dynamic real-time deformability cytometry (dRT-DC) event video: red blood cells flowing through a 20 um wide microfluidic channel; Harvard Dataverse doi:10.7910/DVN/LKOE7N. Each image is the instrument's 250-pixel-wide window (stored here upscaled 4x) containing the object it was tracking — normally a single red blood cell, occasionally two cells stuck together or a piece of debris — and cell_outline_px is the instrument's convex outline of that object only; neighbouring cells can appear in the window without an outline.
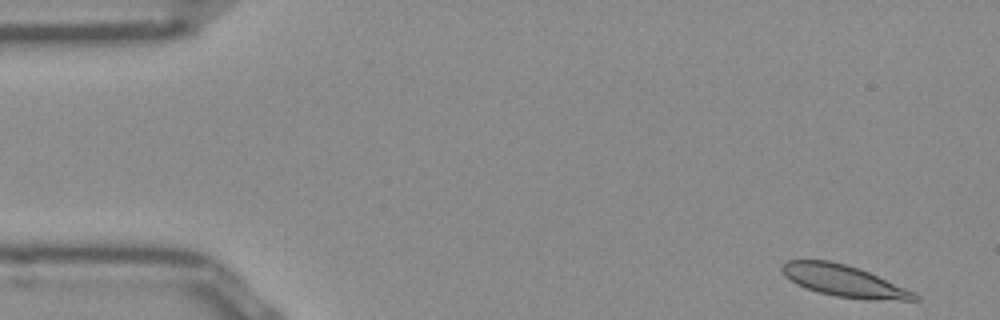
{"species": "Egyptian fruit bat (a non-hibernating species)", "species_latin": "Rousettus aegyptiacus", "temperature_condition": "room temperature", "stored_images_in_passage": 50, "camera_frame_rate_fps": 3000, "um_per_image_px": 0.085, "frame": {"image": 1, "passage_image": 1, "time_ms": 0.0, "image_size_px": [1000, 320], "cell_outline_px": [[920, 300], [868, 300], [836, 296], [804, 288], [796, 284], [784, 276], [780, 268], [788, 260], [828, 260], [844, 264], [868, 272], [916, 292], [920, 296]], "centroid_in_image_um": [71.74, 23.89], "position_along_channel_um": 13.3, "area_um2": 24.33}}
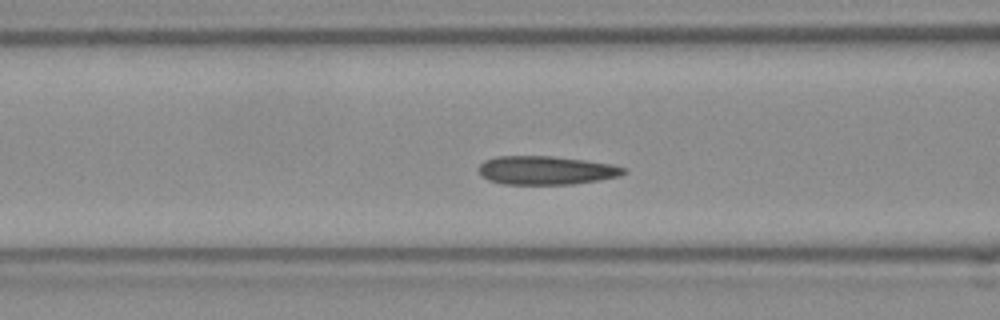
{"frame": {"image": 2, "passage_image": 18, "time_ms": 5.667, "image_size_px": [1000, 320], "cell_outline_px": [[628, 172], [620, 176], [572, 184], [504, 184], [488, 180], [480, 172], [480, 164], [484, 160], [496, 156], [552, 156], [584, 160], [612, 164], [628, 168]], "centroid_in_image_um": [46.45, 14.47], "position_along_channel_um": 120.1, "area_um2": 24.1}}
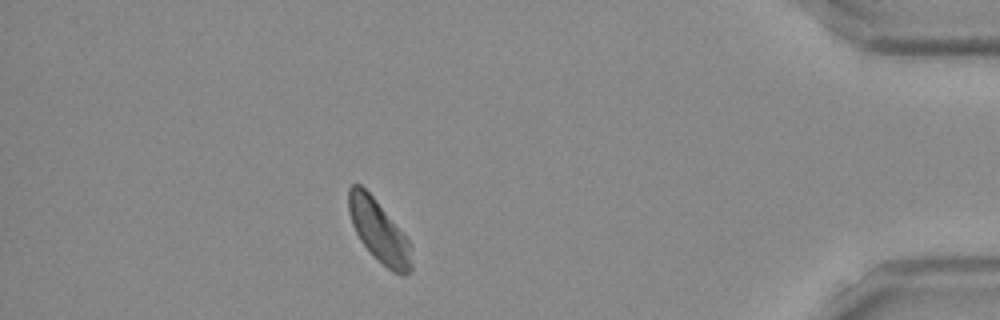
{"frame": {"image": 3, "passage_image": 44, "time_ms": 14.333, "image_size_px": [1000, 320], "cell_outline_px": [[412, 272], [404, 276], [400, 276], [392, 272], [360, 240], [352, 224], [348, 212], [348, 188], [352, 184], [360, 184], [372, 196], [412, 244]], "centroid_in_image_um": [32.23, 19.67], "position_along_channel_um": 403.0, "area_um2": 22.48}, "authors_computed_cell_mechanics": {"area_um2": 24.0159, "velocity_mm_per_s": 3.8321, "shape_relaxation_time_tau1_ms": null, "shape_relaxation_time_tau2_ms": 4.8949, "deformation_change_tau1": null, "deformation_change_tau2": 0.0625}}